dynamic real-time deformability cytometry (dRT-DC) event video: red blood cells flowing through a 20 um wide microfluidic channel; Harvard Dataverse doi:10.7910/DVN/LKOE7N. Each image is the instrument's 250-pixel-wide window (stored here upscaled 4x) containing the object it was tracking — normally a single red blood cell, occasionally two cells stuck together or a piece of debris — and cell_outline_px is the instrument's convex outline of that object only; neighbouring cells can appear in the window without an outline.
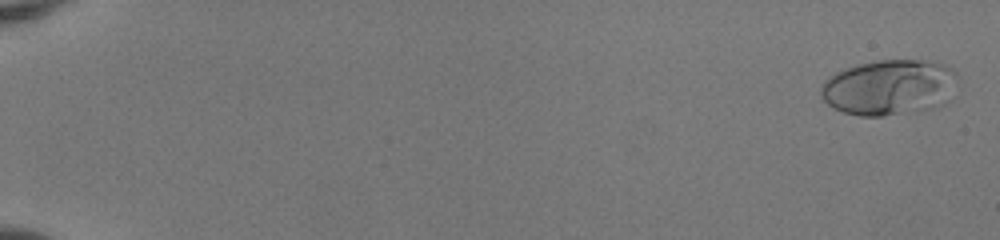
{"species": "human", "species_latin": "Homo sapiens", "temperature_condition": "room temperature", "stored_images_in_passage": 54, "camera_frame_rate_fps": 3000, "um_per_image_px": 0.085, "donor": {"sex": "female"}, "frame": {"image": 1, "passage_image": 2, "time_ms": 0.333, "image_size_px": [1000, 240], "cell_outline_px": [[956, 80], [948, 100], [944, 104], [936, 108], [884, 116], [860, 116], [844, 112], [832, 108], [820, 96], [820, 88], [824, 80], [828, 76], [844, 68], [856, 64], [876, 60], [924, 60], [944, 64], [956, 72]], "centroid_in_image_um": [75.55, 7.42], "position_along_channel_um": 9.5, "area_um2": 44.68}}
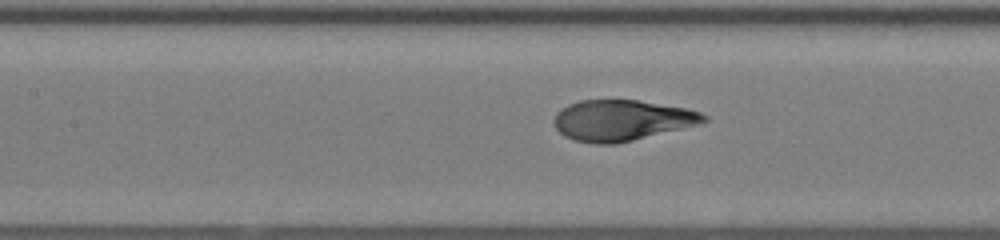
{"frame": {"image": 2, "passage_image": 28, "time_ms": 9.0, "image_size_px": [1000, 240], "cell_outline_px": [[708, 120], [704, 124], [616, 144], [592, 144], [576, 140], [564, 136], [556, 128], [552, 120], [556, 112], [568, 104], [580, 100], [636, 100], [684, 108], [700, 112], [708, 116]], "centroid_in_image_um": [52.87, 10.24], "position_along_channel_um": 154.5, "area_um2": 35.89}}
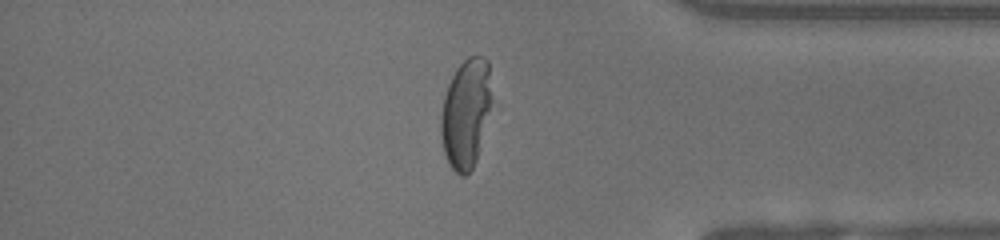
{"frame": {"image": 3, "passage_image": 47, "time_ms": 15.333, "image_size_px": [1000, 240], "cell_outline_px": [[492, 100], [476, 160], [472, 168], [464, 176], [460, 176], [448, 164], [444, 152], [440, 136], [440, 112], [444, 96], [448, 84], [456, 68], [468, 56], [484, 56], [488, 60]], "centroid_in_image_um": [39.57, 9.61], "position_along_channel_um": 395.6, "area_um2": 32.43}, "authors_computed_cell_mechanics": {"area_um2": 36.1539, "velocity_mm_per_s": 3.9975, "shape_relaxation_time_tau1_ms": 4.5507, "shape_relaxation_time_tau2_ms": null, "deformation_change_tau1": 0.2635, "deformation_change_tau2": null}}